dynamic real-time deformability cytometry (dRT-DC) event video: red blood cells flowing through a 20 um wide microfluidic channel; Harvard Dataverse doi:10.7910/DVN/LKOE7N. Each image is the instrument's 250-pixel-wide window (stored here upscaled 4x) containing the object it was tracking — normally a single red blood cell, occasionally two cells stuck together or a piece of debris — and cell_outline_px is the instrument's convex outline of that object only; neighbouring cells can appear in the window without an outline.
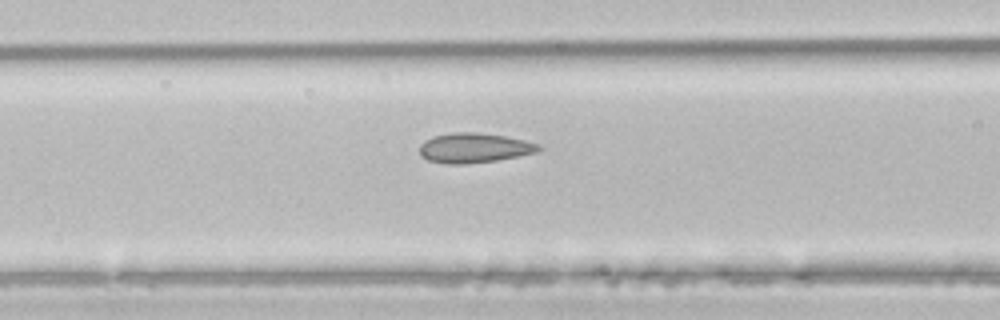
{"species": "common noctule bat (a hibernating species)", "species_latin": "Nyctalus noctula", "temperature_condition": "room temperature", "stored_images_in_passage": 4, "camera_frame_rate_fps": 3000, "um_per_image_px": 0.085, "animal": {"sex": "male", "body_mass_g": 21.5, "forearm_length_mm": 52.0}, "frame": {"image": 1, "passage_image": 4, "time_ms": 1.0, "image_size_px": [1000, 320], "cell_outline_px": [[540, 148], [536, 152], [520, 156], [496, 160], [464, 164], [448, 164], [428, 160], [420, 156], [420, 144], [424, 140], [436, 136], [452, 132], [480, 132], [504, 136], [524, 140], [540, 144]], "centroid_in_image_um": [40.29, 12.57], "position_along_channel_um": 126.3, "area_um2": 20.63}}